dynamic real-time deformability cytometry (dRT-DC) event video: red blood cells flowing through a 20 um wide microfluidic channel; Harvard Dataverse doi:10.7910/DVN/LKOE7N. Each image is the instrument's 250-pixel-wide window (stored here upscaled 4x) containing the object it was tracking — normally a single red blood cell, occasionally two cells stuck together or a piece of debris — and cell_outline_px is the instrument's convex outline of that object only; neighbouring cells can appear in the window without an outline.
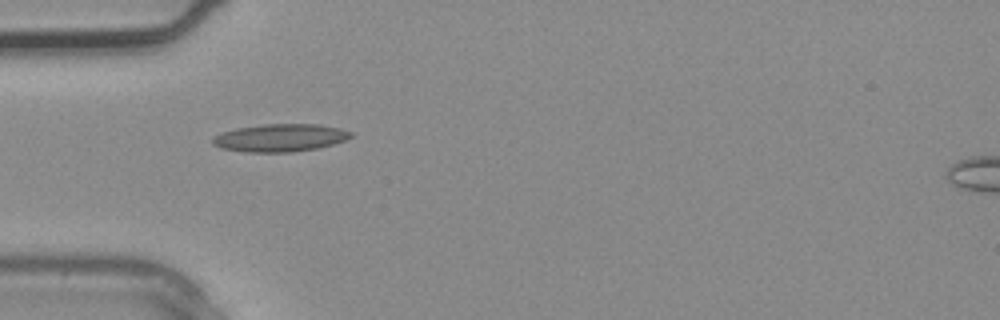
{"species": "common noctule bat (a hibernating species)", "species_latin": "Nyctalus noctula", "temperature_condition": "warm", "stored_images_in_passage": 1, "camera_frame_rate_fps": 3000, "um_per_image_px": 0.085, "animal": {"sex": "male", "body_mass_g": 20.4}, "frame": {"image": 1, "passage_image": 1, "time_ms": 0.0, "image_size_px": [1000, 320], "cell_outline_px": [[352, 136], [344, 140], [332, 144], [316, 148], [292, 152], [244, 152], [220, 148], [212, 144], [212, 136], [220, 132], [236, 128], [264, 124], [320, 124], [340, 128], [352, 132]], "centroid_in_image_um": [23.76, 11.71], "position_along_channel_um": 61.2, "area_um2": 22.43}}